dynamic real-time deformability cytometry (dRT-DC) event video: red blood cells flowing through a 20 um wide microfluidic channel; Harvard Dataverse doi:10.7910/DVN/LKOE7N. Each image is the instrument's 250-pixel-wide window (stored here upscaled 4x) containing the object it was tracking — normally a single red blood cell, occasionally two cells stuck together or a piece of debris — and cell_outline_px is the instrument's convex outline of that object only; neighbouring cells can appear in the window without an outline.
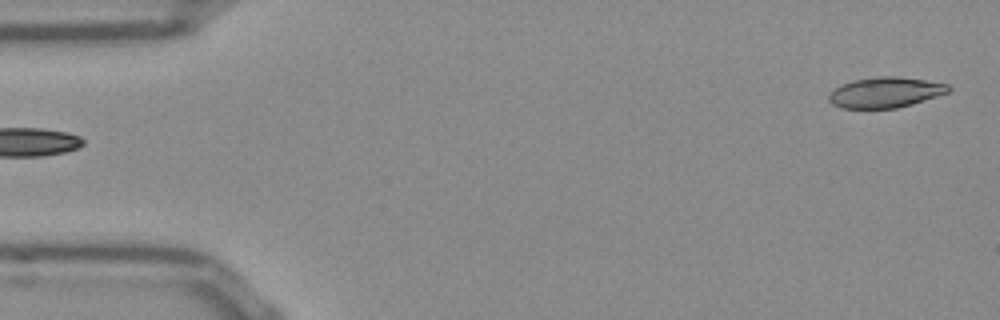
{"species": "Egyptian fruit bat (a non-hibernating species)", "species_latin": "Rousettus aegyptiacus", "temperature_condition": "room temperature", "stored_images_in_passage": 51, "camera_frame_rate_fps": 3000, "um_per_image_px": 0.085, "frame": {"image": 1, "passage_image": 1, "time_ms": 0.0, "image_size_px": [1000, 320], "cell_outline_px": [[952, 88], [948, 92], [912, 104], [896, 108], [844, 108], [832, 104], [828, 100], [828, 96], [836, 88], [844, 84], [856, 80], [880, 76], [896, 76], [924, 80], [948, 84]], "centroid_in_image_um": [75.27, 7.86], "position_along_channel_um": 9.7, "area_um2": 20.87}}
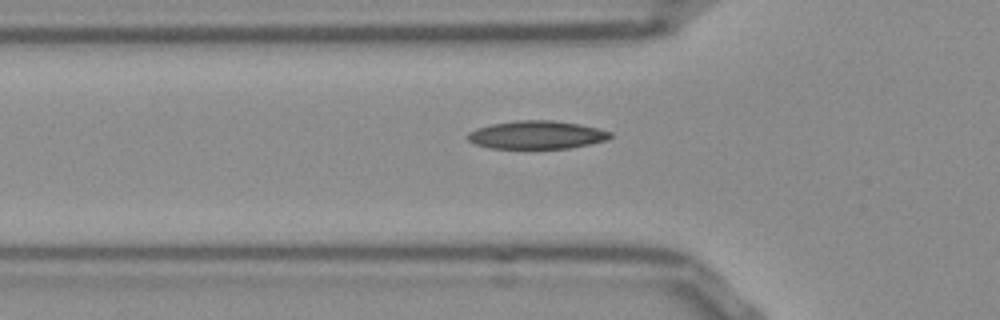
{"frame": {"image": 2, "passage_image": 16, "time_ms": 5.0, "image_size_px": [1000, 320], "cell_outline_px": [[612, 136], [608, 140], [568, 148], [492, 148], [476, 144], [468, 140], [468, 132], [476, 128], [492, 124], [516, 120], [552, 120], [580, 124], [612, 132]], "centroid_in_image_um": [45.63, 11.45], "position_along_channel_um": 80.2, "area_um2": 23.24}}
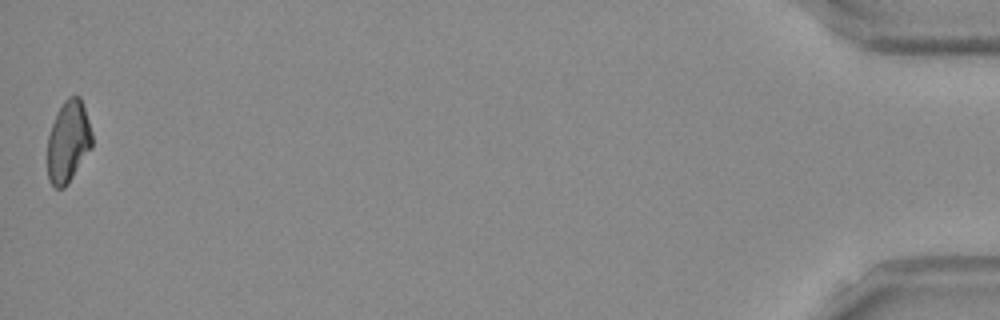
{"frame": {"image": 3, "passage_image": 51, "time_ms": 16.667, "image_size_px": [1000, 320], "cell_outline_px": [[92, 148], [68, 184], [64, 188], [56, 188], [48, 180], [48, 136], [56, 112], [64, 100], [68, 96], [80, 96], [92, 132]], "centroid_in_image_um": [5.8, 12.04], "position_along_channel_um": 429.4, "area_um2": 21.33}, "authors_computed_cell_mechanics": {"area_um2": 21.9062, "velocity_mm_per_s": 3.8513, "shape_relaxation_time_tau1_ms": null, "shape_relaxation_time_tau2_ms": 5.1637, "deformation_change_tau1": null, "deformation_change_tau2": 0.1081}}